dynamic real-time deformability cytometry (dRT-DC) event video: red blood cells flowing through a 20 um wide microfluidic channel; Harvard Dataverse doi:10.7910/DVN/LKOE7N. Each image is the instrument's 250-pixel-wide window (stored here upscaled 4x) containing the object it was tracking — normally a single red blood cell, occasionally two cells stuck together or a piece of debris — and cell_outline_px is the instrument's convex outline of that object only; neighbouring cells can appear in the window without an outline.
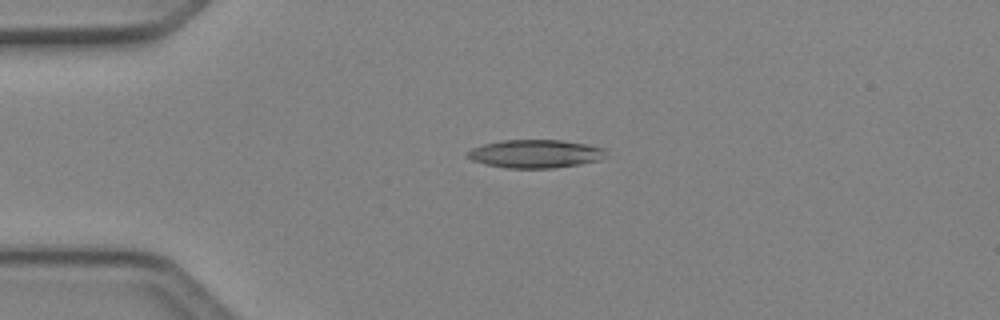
{"species": "Egyptian fruit bat (a non-hibernating species)", "species_latin": "Rousettus aegyptiacus", "temperature_condition": "cold", "stored_images_in_passage": 5, "camera_frame_rate_fps": 3000, "um_per_image_px": 0.085, "animal": {"sex": "female"}, "frame": {"image": 1, "passage_image": 4, "time_ms": 1.0, "image_size_px": [1000, 320], "cell_outline_px": [[608, 152], [600, 160], [580, 164], [552, 168], [508, 168], [484, 164], [472, 160], [464, 156], [472, 148], [484, 144], [500, 140], [560, 140], [588, 144], [608, 148]], "centroid_in_image_um": [45.53, 13.07], "position_along_channel_um": 39.5, "area_um2": 23.0}}